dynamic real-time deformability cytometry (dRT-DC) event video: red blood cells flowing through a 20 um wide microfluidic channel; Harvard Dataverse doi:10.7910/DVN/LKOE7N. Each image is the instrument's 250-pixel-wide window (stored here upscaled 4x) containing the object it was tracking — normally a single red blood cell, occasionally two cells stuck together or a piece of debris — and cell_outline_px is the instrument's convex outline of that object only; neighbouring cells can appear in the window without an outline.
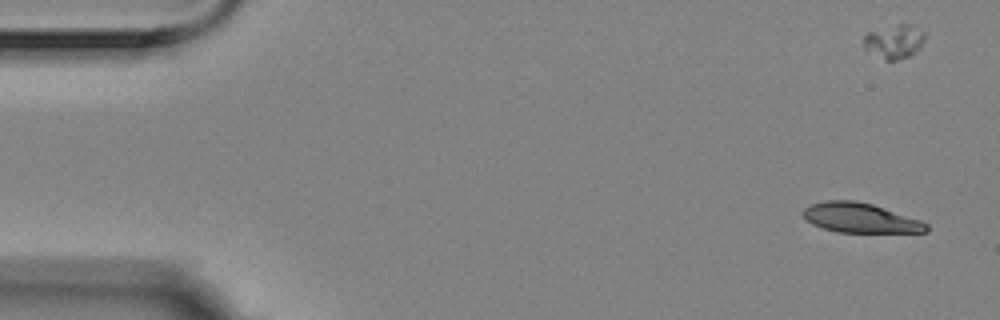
{"species": "Egyptian fruit bat (a non-hibernating species)", "species_latin": "Rousettus aegyptiacus", "temperature_condition": "room temperature", "stored_images_in_passage": 55, "segment_of_instrument_passage": [1, 2], "camera_frame_rate_fps": 3000, "um_per_image_px": 0.085, "animal": {"sex": "female"}, "frame": {"image": 1, "passage_image": 1, "time_ms": 0.0, "image_size_px": [1000, 320], "cell_outline_px": [[928, 232], [836, 232], [812, 224], [804, 216], [804, 208], [808, 204], [828, 200], [856, 200], [872, 204], [920, 220], [928, 224]], "centroid_in_image_um": [73.11, 18.51], "position_along_channel_um": 11.9, "area_um2": 21.15}}